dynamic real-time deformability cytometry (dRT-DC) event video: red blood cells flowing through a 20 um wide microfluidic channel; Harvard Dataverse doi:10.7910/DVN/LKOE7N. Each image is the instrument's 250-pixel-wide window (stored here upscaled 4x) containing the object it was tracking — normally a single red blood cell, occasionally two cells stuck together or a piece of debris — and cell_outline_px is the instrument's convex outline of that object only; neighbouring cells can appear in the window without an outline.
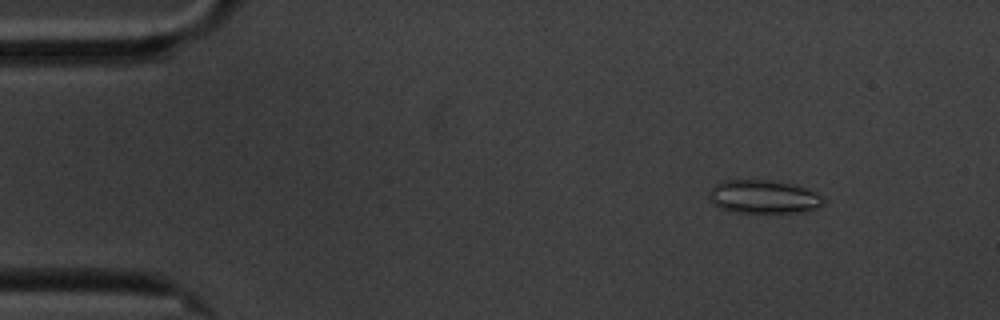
{"species": "common noctule bat (a hibernating species)", "species_latin": "Nyctalus noctula", "temperature_condition": "cold", "stored_images_in_passage": 58, "camera_frame_rate_fps": 3000, "um_per_image_px": 0.085, "animal": {"sex": "male", "body_mass_g": 20.1, "forearm_length_mm": 53.5}, "frame": {"image": 1, "passage_image": 6, "time_ms": 1.667, "image_size_px": [1000, 320], "cell_outline_px": [[828, 200], [824, 204], [816, 208], [804, 212], [736, 212], [720, 208], [708, 196], [712, 188], [716, 184], [724, 180], [772, 180], [796, 184], [816, 192], [824, 196]], "centroid_in_image_um": [65.0, 16.71], "position_along_channel_um": 20.0, "area_um2": 22.37}}
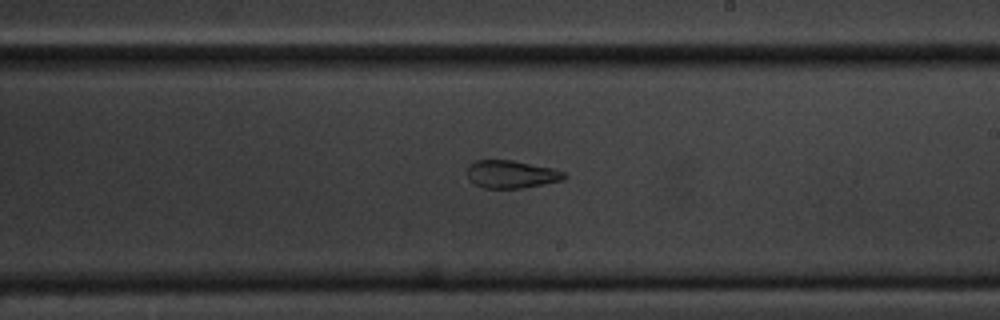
{"frame": {"image": 2, "passage_image": 33, "time_ms": 10.667, "image_size_px": [1000, 320], "cell_outline_px": [[568, 176], [564, 180], [524, 188], [484, 188], [476, 184], [468, 176], [468, 164], [476, 160], [512, 160], [552, 168], [564, 172]], "centroid_in_image_um": [43.5, 14.81], "position_along_channel_um": 245.5, "area_um2": 15.66}}
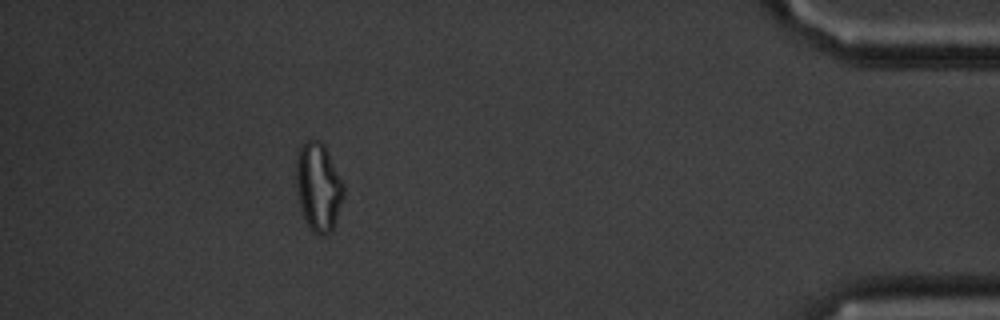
{"frame": {"image": 3, "passage_image": 52, "time_ms": 17.0, "image_size_px": [1000, 320], "cell_outline_px": [[344, 196], [332, 228], [324, 236], [320, 236], [312, 232], [300, 208], [296, 184], [296, 160], [300, 148], [304, 140], [320, 140], [324, 144], [344, 184]], "centroid_in_image_um": [27.05, 15.87], "position_along_channel_um": 408.1, "area_um2": 24.28}, "authors_computed_cell_mechanics": {"area_um2": 21.0392, "velocity_mm_per_s": 3.404, "shape_relaxation_time_tau1_ms": null, "shape_relaxation_time_tau2_ms": 4.5564, "deformation_change_tau1": null, "deformation_change_tau2": 0.1438}}